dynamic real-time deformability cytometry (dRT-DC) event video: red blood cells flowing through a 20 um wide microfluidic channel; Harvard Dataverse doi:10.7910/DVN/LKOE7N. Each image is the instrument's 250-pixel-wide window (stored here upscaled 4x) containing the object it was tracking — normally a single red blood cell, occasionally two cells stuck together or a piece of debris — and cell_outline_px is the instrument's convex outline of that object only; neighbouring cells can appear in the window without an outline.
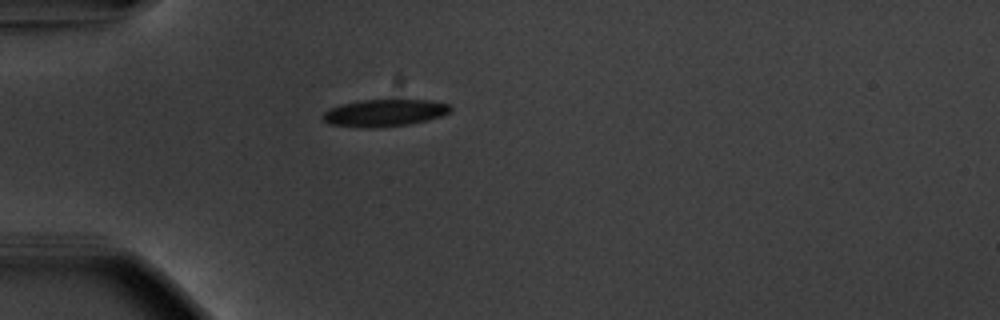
{"species": "common noctule bat (a hibernating species)", "species_latin": "Nyctalus noctula", "temperature_condition": "warm", "stored_images_in_passage": 40, "camera_frame_rate_fps": 3000, "um_per_image_px": 0.085, "animal": {"sex": "male", "body_mass_g": 20.1, "forearm_length_mm": 53.5}, "frame": {"image": 1, "passage_image": 1, "time_ms": 0.0, "image_size_px": [1000, 320], "cell_outline_px": [[452, 112], [444, 116], [428, 120], [408, 124], [384, 128], [360, 128], [328, 124], [324, 120], [324, 112], [332, 108], [344, 104], [364, 100], [428, 100], [448, 104], [452, 108]], "centroid_in_image_um": [32.74, 9.62], "position_along_channel_um": 52.3, "area_um2": 20.23}}
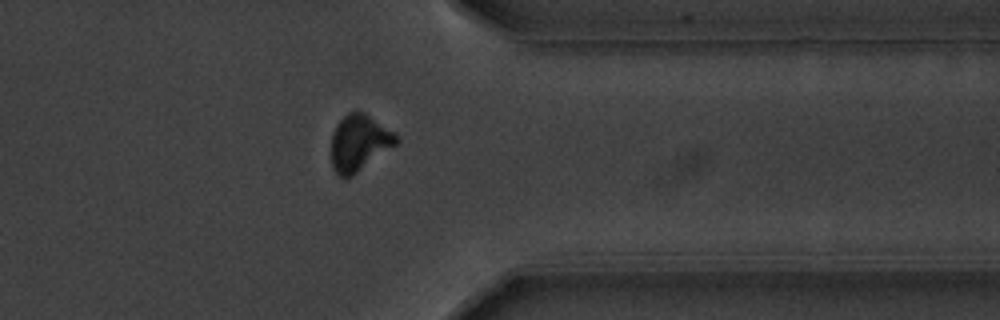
{"frame": {"image": 2, "passage_image": 29, "time_ms": 9.333, "image_size_px": [1000, 320], "cell_outline_px": [[400, 140], [396, 144], [352, 176], [344, 180], [332, 168], [332, 132], [336, 124], [348, 112], [364, 112], [396, 132], [400, 136]], "centroid_in_image_um": [30.54, 12.13], "position_along_channel_um": 380.9, "area_um2": 21.39}}
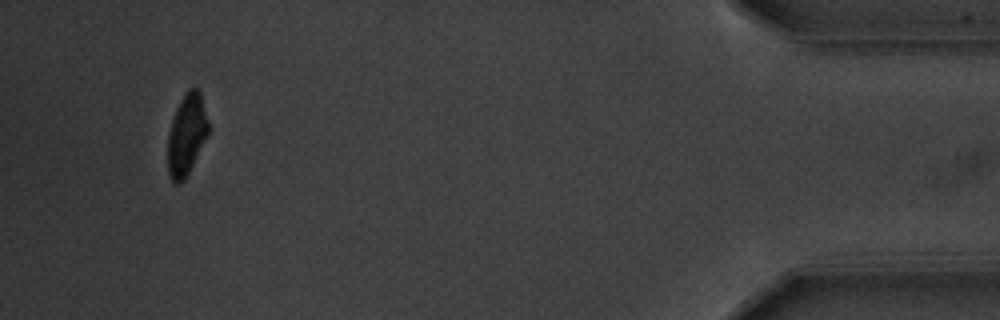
{"frame": {"image": 3, "passage_image": 37, "time_ms": 12.0, "image_size_px": [1000, 320], "cell_outline_px": [[208, 136], [184, 180], [180, 184], [172, 184], [168, 172], [168, 136], [172, 120], [176, 108], [184, 92], [188, 88], [196, 88], [200, 92], [208, 120]], "centroid_in_image_um": [15.86, 11.46], "position_along_channel_um": 419.3, "area_um2": 19.25}, "authors_computed_cell_mechanics": {"area_um2": 20.5768, "velocity_mm_per_s": 3.7211, "shape_relaxation_time_tau1_ms": 3.0613, "shape_relaxation_time_tau2_ms": 3.3461, "deformation_change_tau1": 0.1372, "deformation_change_tau2": 0.0962}}